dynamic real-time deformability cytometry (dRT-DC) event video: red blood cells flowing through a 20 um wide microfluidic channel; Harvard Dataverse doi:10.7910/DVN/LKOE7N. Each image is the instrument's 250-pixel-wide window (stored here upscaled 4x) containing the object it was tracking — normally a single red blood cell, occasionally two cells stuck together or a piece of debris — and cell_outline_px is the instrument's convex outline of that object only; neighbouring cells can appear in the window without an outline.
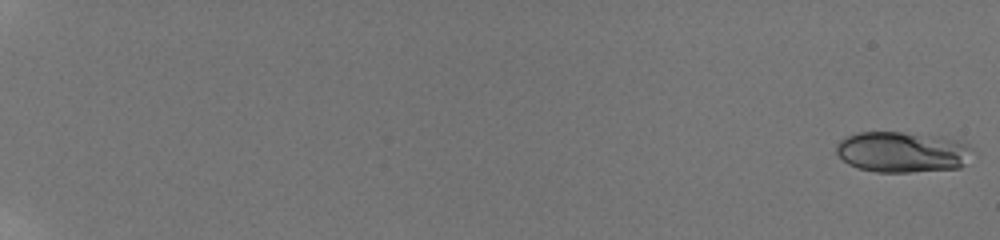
{"species": "human", "species_latin": "Homo sapiens", "temperature_condition": "room temperature", "stored_images_in_passage": 58, "camera_frame_rate_fps": 3000, "um_per_image_px": 0.085, "donor": {"sex": "male"}, "frame": {"image": 1, "passage_image": 1, "time_ms": 0.0, "image_size_px": [1000, 240], "cell_outline_px": [[976, 152], [960, 168], [908, 172], [876, 172], [860, 168], [848, 164], [836, 152], [836, 144], [840, 140], [856, 132], [900, 132], [956, 140], [968, 144]], "centroid_in_image_um": [76.71, 12.93], "position_along_channel_um": 8.3, "area_um2": 32.19}}
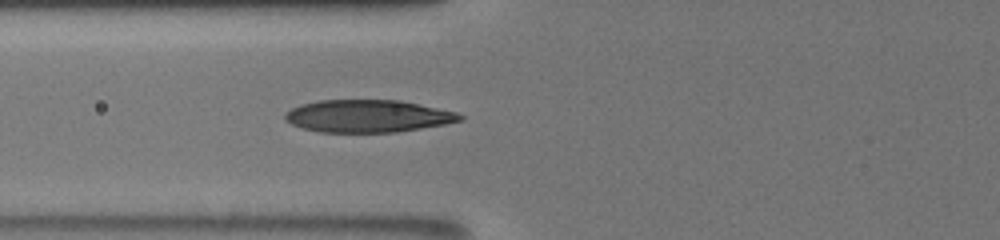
{"frame": {"image": 2, "passage_image": 27, "time_ms": 8.667, "image_size_px": [1000, 240], "cell_outline_px": [[464, 120], [444, 124], [396, 132], [320, 132], [304, 128], [292, 124], [284, 120], [284, 116], [292, 108], [300, 104], [320, 100], [400, 100], [456, 112], [464, 116]], "centroid_in_image_um": [31.26, 9.86], "position_along_channel_um": 94.5, "area_um2": 32.89}}
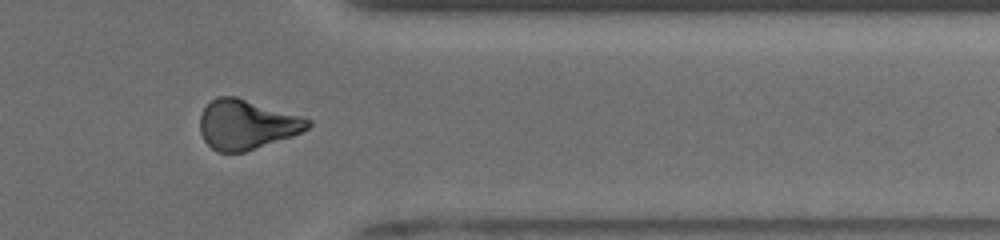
{"frame": {"image": 3, "passage_image": 50, "time_ms": 16.333, "image_size_px": [1000, 240], "cell_outline_px": [[312, 124], [308, 128], [292, 136], [244, 152], [216, 152], [204, 140], [200, 132], [200, 116], [204, 108], [216, 96], [236, 96], [300, 116], [312, 120]], "centroid_in_image_um": [20.94, 10.58], "position_along_channel_um": 390.5, "area_um2": 30.98}, "authors_computed_cell_mechanics": {"area_um2": 31.4721, "velocity_mm_per_s": 3.8936, "shape_relaxation_time_tau1_ms": 6.5347, "shape_relaxation_time_tau2_ms": null, "deformation_change_tau1": 0.1511, "deformation_change_tau2": null}}